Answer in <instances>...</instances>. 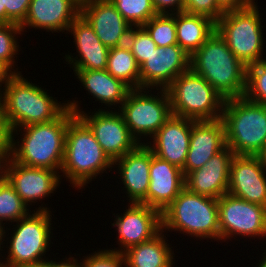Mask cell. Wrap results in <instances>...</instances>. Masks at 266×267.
I'll return each mask as SVG.
<instances>
[{
	"mask_svg": "<svg viewBox=\"0 0 266 267\" xmlns=\"http://www.w3.org/2000/svg\"><path fill=\"white\" fill-rule=\"evenodd\" d=\"M76 114L67 108L57 119L32 124L10 131L11 159L29 167L47 168L60 174L63 163L66 131ZM21 134L15 141V134ZM23 130V132H22ZM20 143V144H19ZM60 170V171H59Z\"/></svg>",
	"mask_w": 266,
	"mask_h": 267,
	"instance_id": "6da1fadb",
	"label": "cell"
},
{
	"mask_svg": "<svg viewBox=\"0 0 266 267\" xmlns=\"http://www.w3.org/2000/svg\"><path fill=\"white\" fill-rule=\"evenodd\" d=\"M0 91V106L9 130L57 119L67 103L53 98L37 84L26 80L22 73H12Z\"/></svg>",
	"mask_w": 266,
	"mask_h": 267,
	"instance_id": "7a4b0ae2",
	"label": "cell"
},
{
	"mask_svg": "<svg viewBox=\"0 0 266 267\" xmlns=\"http://www.w3.org/2000/svg\"><path fill=\"white\" fill-rule=\"evenodd\" d=\"M190 69L202 76L224 100L244 96L246 66L217 31L190 56Z\"/></svg>",
	"mask_w": 266,
	"mask_h": 267,
	"instance_id": "3957f363",
	"label": "cell"
},
{
	"mask_svg": "<svg viewBox=\"0 0 266 267\" xmlns=\"http://www.w3.org/2000/svg\"><path fill=\"white\" fill-rule=\"evenodd\" d=\"M113 168V161L103 151L89 127L76 115L68 124L61 166L73 188L86 187L99 174ZM69 179V180H68Z\"/></svg>",
	"mask_w": 266,
	"mask_h": 267,
	"instance_id": "277c9868",
	"label": "cell"
},
{
	"mask_svg": "<svg viewBox=\"0 0 266 267\" xmlns=\"http://www.w3.org/2000/svg\"><path fill=\"white\" fill-rule=\"evenodd\" d=\"M221 120L226 146L235 155L262 156L266 149V106L247 98L226 99Z\"/></svg>",
	"mask_w": 266,
	"mask_h": 267,
	"instance_id": "5b68a950",
	"label": "cell"
},
{
	"mask_svg": "<svg viewBox=\"0 0 266 267\" xmlns=\"http://www.w3.org/2000/svg\"><path fill=\"white\" fill-rule=\"evenodd\" d=\"M218 199L199 195L184 187L162 212V230L220 241Z\"/></svg>",
	"mask_w": 266,
	"mask_h": 267,
	"instance_id": "8992f818",
	"label": "cell"
},
{
	"mask_svg": "<svg viewBox=\"0 0 266 267\" xmlns=\"http://www.w3.org/2000/svg\"><path fill=\"white\" fill-rule=\"evenodd\" d=\"M51 217L50 209L42 204L36 211L30 210L26 217L19 219L17 224L13 225L15 227L10 232L11 237H6L8 241L5 244L9 243V246L6 245V248H9L8 256L3 257L6 260H0L1 265L19 267L45 260L53 237Z\"/></svg>",
	"mask_w": 266,
	"mask_h": 267,
	"instance_id": "52a82bcc",
	"label": "cell"
},
{
	"mask_svg": "<svg viewBox=\"0 0 266 267\" xmlns=\"http://www.w3.org/2000/svg\"><path fill=\"white\" fill-rule=\"evenodd\" d=\"M166 91L173 115L195 121L221 119L225 100L191 69L175 78Z\"/></svg>",
	"mask_w": 266,
	"mask_h": 267,
	"instance_id": "ba28073f",
	"label": "cell"
},
{
	"mask_svg": "<svg viewBox=\"0 0 266 267\" xmlns=\"http://www.w3.org/2000/svg\"><path fill=\"white\" fill-rule=\"evenodd\" d=\"M257 5L227 11L216 22V31L246 67L266 60L264 25Z\"/></svg>",
	"mask_w": 266,
	"mask_h": 267,
	"instance_id": "9c48e42d",
	"label": "cell"
},
{
	"mask_svg": "<svg viewBox=\"0 0 266 267\" xmlns=\"http://www.w3.org/2000/svg\"><path fill=\"white\" fill-rule=\"evenodd\" d=\"M149 91L151 89H132L118 109L139 144H145L142 142L145 137L151 139L172 115L166 89H157V95Z\"/></svg>",
	"mask_w": 266,
	"mask_h": 267,
	"instance_id": "30bf717a",
	"label": "cell"
},
{
	"mask_svg": "<svg viewBox=\"0 0 266 267\" xmlns=\"http://www.w3.org/2000/svg\"><path fill=\"white\" fill-rule=\"evenodd\" d=\"M79 101H67V108L72 110L92 131L103 151L114 161L134 150L139 143L131 135L129 128L117 110L98 109L85 113L79 107ZM82 110V111H81Z\"/></svg>",
	"mask_w": 266,
	"mask_h": 267,
	"instance_id": "8fae6325",
	"label": "cell"
},
{
	"mask_svg": "<svg viewBox=\"0 0 266 267\" xmlns=\"http://www.w3.org/2000/svg\"><path fill=\"white\" fill-rule=\"evenodd\" d=\"M218 216L220 240H231L233 236L266 237V207L263 205L226 193L218 199Z\"/></svg>",
	"mask_w": 266,
	"mask_h": 267,
	"instance_id": "7c38bea8",
	"label": "cell"
},
{
	"mask_svg": "<svg viewBox=\"0 0 266 267\" xmlns=\"http://www.w3.org/2000/svg\"><path fill=\"white\" fill-rule=\"evenodd\" d=\"M128 204L124 214L117 213L114 223H111L118 232L120 249L109 250L122 253L129 247L151 240L162 231L160 211L141 203Z\"/></svg>",
	"mask_w": 266,
	"mask_h": 267,
	"instance_id": "4fadbf2b",
	"label": "cell"
},
{
	"mask_svg": "<svg viewBox=\"0 0 266 267\" xmlns=\"http://www.w3.org/2000/svg\"><path fill=\"white\" fill-rule=\"evenodd\" d=\"M190 69V55L178 44L156 47L140 66V89H166Z\"/></svg>",
	"mask_w": 266,
	"mask_h": 267,
	"instance_id": "5bb4252c",
	"label": "cell"
},
{
	"mask_svg": "<svg viewBox=\"0 0 266 267\" xmlns=\"http://www.w3.org/2000/svg\"><path fill=\"white\" fill-rule=\"evenodd\" d=\"M227 193L266 207V162L262 156L234 155Z\"/></svg>",
	"mask_w": 266,
	"mask_h": 267,
	"instance_id": "9a60e30c",
	"label": "cell"
},
{
	"mask_svg": "<svg viewBox=\"0 0 266 267\" xmlns=\"http://www.w3.org/2000/svg\"><path fill=\"white\" fill-rule=\"evenodd\" d=\"M80 14L108 48L127 43L132 25L124 19L110 0H88L80 5Z\"/></svg>",
	"mask_w": 266,
	"mask_h": 267,
	"instance_id": "2e32d148",
	"label": "cell"
},
{
	"mask_svg": "<svg viewBox=\"0 0 266 267\" xmlns=\"http://www.w3.org/2000/svg\"><path fill=\"white\" fill-rule=\"evenodd\" d=\"M6 180L15 189L23 202L29 204L38 202L51 194L61 184L57 171L47 168L29 167L10 159L7 167Z\"/></svg>",
	"mask_w": 266,
	"mask_h": 267,
	"instance_id": "e0dca14e",
	"label": "cell"
},
{
	"mask_svg": "<svg viewBox=\"0 0 266 267\" xmlns=\"http://www.w3.org/2000/svg\"><path fill=\"white\" fill-rule=\"evenodd\" d=\"M194 122L172 114L146 145L158 158L183 169Z\"/></svg>",
	"mask_w": 266,
	"mask_h": 267,
	"instance_id": "ac0fdd59",
	"label": "cell"
},
{
	"mask_svg": "<svg viewBox=\"0 0 266 267\" xmlns=\"http://www.w3.org/2000/svg\"><path fill=\"white\" fill-rule=\"evenodd\" d=\"M149 187L147 196L140 202L161 213L185 187L182 169L155 156L150 149Z\"/></svg>",
	"mask_w": 266,
	"mask_h": 267,
	"instance_id": "d6986e66",
	"label": "cell"
},
{
	"mask_svg": "<svg viewBox=\"0 0 266 267\" xmlns=\"http://www.w3.org/2000/svg\"><path fill=\"white\" fill-rule=\"evenodd\" d=\"M73 35L76 57L70 53L65 55L67 65L70 64L72 70H105L107 68L108 54L110 48L105 46L95 34L92 26L80 14L69 26L66 33ZM79 56V57H77ZM74 68V69H73Z\"/></svg>",
	"mask_w": 266,
	"mask_h": 267,
	"instance_id": "ffe728a7",
	"label": "cell"
},
{
	"mask_svg": "<svg viewBox=\"0 0 266 267\" xmlns=\"http://www.w3.org/2000/svg\"><path fill=\"white\" fill-rule=\"evenodd\" d=\"M80 15L76 0H31L25 20L20 24L22 32L28 29H45L47 32H64Z\"/></svg>",
	"mask_w": 266,
	"mask_h": 267,
	"instance_id": "44dd1931",
	"label": "cell"
},
{
	"mask_svg": "<svg viewBox=\"0 0 266 267\" xmlns=\"http://www.w3.org/2000/svg\"><path fill=\"white\" fill-rule=\"evenodd\" d=\"M234 153L226 146L212 156L203 167L185 176V187L199 195L219 199L227 193L229 171Z\"/></svg>",
	"mask_w": 266,
	"mask_h": 267,
	"instance_id": "7402d4cb",
	"label": "cell"
},
{
	"mask_svg": "<svg viewBox=\"0 0 266 267\" xmlns=\"http://www.w3.org/2000/svg\"><path fill=\"white\" fill-rule=\"evenodd\" d=\"M226 147L225 128L221 119L195 121L192 124L189 150L182 169L184 177L205 165L215 154Z\"/></svg>",
	"mask_w": 266,
	"mask_h": 267,
	"instance_id": "603a6c76",
	"label": "cell"
},
{
	"mask_svg": "<svg viewBox=\"0 0 266 267\" xmlns=\"http://www.w3.org/2000/svg\"><path fill=\"white\" fill-rule=\"evenodd\" d=\"M116 165V166H115ZM130 203H140L146 196L150 177V148L139 144L134 150L113 161Z\"/></svg>",
	"mask_w": 266,
	"mask_h": 267,
	"instance_id": "cb8c5ba5",
	"label": "cell"
},
{
	"mask_svg": "<svg viewBox=\"0 0 266 267\" xmlns=\"http://www.w3.org/2000/svg\"><path fill=\"white\" fill-rule=\"evenodd\" d=\"M76 78L82 83L95 101L103 106H120L125 102L128 93L132 90L123 81L116 79L107 70H73ZM120 104V105H119Z\"/></svg>",
	"mask_w": 266,
	"mask_h": 267,
	"instance_id": "d4e9b609",
	"label": "cell"
},
{
	"mask_svg": "<svg viewBox=\"0 0 266 267\" xmlns=\"http://www.w3.org/2000/svg\"><path fill=\"white\" fill-rule=\"evenodd\" d=\"M162 230L149 241L129 247L122 252L124 267H173L175 255Z\"/></svg>",
	"mask_w": 266,
	"mask_h": 267,
	"instance_id": "484cf974",
	"label": "cell"
},
{
	"mask_svg": "<svg viewBox=\"0 0 266 267\" xmlns=\"http://www.w3.org/2000/svg\"><path fill=\"white\" fill-rule=\"evenodd\" d=\"M216 31V22L211 18L189 14L176 13L177 44L190 56L198 50Z\"/></svg>",
	"mask_w": 266,
	"mask_h": 267,
	"instance_id": "4316f807",
	"label": "cell"
},
{
	"mask_svg": "<svg viewBox=\"0 0 266 267\" xmlns=\"http://www.w3.org/2000/svg\"><path fill=\"white\" fill-rule=\"evenodd\" d=\"M106 70L131 89H140V67L127 44L110 48Z\"/></svg>",
	"mask_w": 266,
	"mask_h": 267,
	"instance_id": "83f0119b",
	"label": "cell"
},
{
	"mask_svg": "<svg viewBox=\"0 0 266 267\" xmlns=\"http://www.w3.org/2000/svg\"><path fill=\"white\" fill-rule=\"evenodd\" d=\"M28 206L23 202L15 189L6 180L0 183V224L4 226L3 221L17 222L26 217L29 212Z\"/></svg>",
	"mask_w": 266,
	"mask_h": 267,
	"instance_id": "f1b7e54d",
	"label": "cell"
},
{
	"mask_svg": "<svg viewBox=\"0 0 266 267\" xmlns=\"http://www.w3.org/2000/svg\"><path fill=\"white\" fill-rule=\"evenodd\" d=\"M23 35L21 27L16 23L0 24V63L11 73H21L19 69H14L16 65L15 57L20 51L18 36ZM15 63V64H14ZM13 70V71H12Z\"/></svg>",
	"mask_w": 266,
	"mask_h": 267,
	"instance_id": "f546056e",
	"label": "cell"
},
{
	"mask_svg": "<svg viewBox=\"0 0 266 267\" xmlns=\"http://www.w3.org/2000/svg\"><path fill=\"white\" fill-rule=\"evenodd\" d=\"M142 27L148 32L157 47L177 44L176 13L157 14Z\"/></svg>",
	"mask_w": 266,
	"mask_h": 267,
	"instance_id": "4dcf8cb0",
	"label": "cell"
},
{
	"mask_svg": "<svg viewBox=\"0 0 266 267\" xmlns=\"http://www.w3.org/2000/svg\"><path fill=\"white\" fill-rule=\"evenodd\" d=\"M133 27L143 26L157 13L151 0H110Z\"/></svg>",
	"mask_w": 266,
	"mask_h": 267,
	"instance_id": "1f68e13d",
	"label": "cell"
},
{
	"mask_svg": "<svg viewBox=\"0 0 266 267\" xmlns=\"http://www.w3.org/2000/svg\"><path fill=\"white\" fill-rule=\"evenodd\" d=\"M244 97L266 106V60L246 67V90Z\"/></svg>",
	"mask_w": 266,
	"mask_h": 267,
	"instance_id": "d6a6232c",
	"label": "cell"
},
{
	"mask_svg": "<svg viewBox=\"0 0 266 267\" xmlns=\"http://www.w3.org/2000/svg\"><path fill=\"white\" fill-rule=\"evenodd\" d=\"M140 67L148 60V56L157 47L148 32L142 27H132L129 31L127 43Z\"/></svg>",
	"mask_w": 266,
	"mask_h": 267,
	"instance_id": "836d02e7",
	"label": "cell"
},
{
	"mask_svg": "<svg viewBox=\"0 0 266 267\" xmlns=\"http://www.w3.org/2000/svg\"><path fill=\"white\" fill-rule=\"evenodd\" d=\"M83 257L82 262L74 258L81 267H123L125 265L122 253L105 248Z\"/></svg>",
	"mask_w": 266,
	"mask_h": 267,
	"instance_id": "e575fe53",
	"label": "cell"
},
{
	"mask_svg": "<svg viewBox=\"0 0 266 267\" xmlns=\"http://www.w3.org/2000/svg\"><path fill=\"white\" fill-rule=\"evenodd\" d=\"M183 12L203 15L217 22L225 13L217 3V0H185Z\"/></svg>",
	"mask_w": 266,
	"mask_h": 267,
	"instance_id": "d590c367",
	"label": "cell"
},
{
	"mask_svg": "<svg viewBox=\"0 0 266 267\" xmlns=\"http://www.w3.org/2000/svg\"><path fill=\"white\" fill-rule=\"evenodd\" d=\"M31 0H3L6 8V23L21 24L28 13Z\"/></svg>",
	"mask_w": 266,
	"mask_h": 267,
	"instance_id": "8d00e7d4",
	"label": "cell"
},
{
	"mask_svg": "<svg viewBox=\"0 0 266 267\" xmlns=\"http://www.w3.org/2000/svg\"><path fill=\"white\" fill-rule=\"evenodd\" d=\"M184 1L185 0H151L157 14H175L183 12Z\"/></svg>",
	"mask_w": 266,
	"mask_h": 267,
	"instance_id": "74e56055",
	"label": "cell"
},
{
	"mask_svg": "<svg viewBox=\"0 0 266 267\" xmlns=\"http://www.w3.org/2000/svg\"><path fill=\"white\" fill-rule=\"evenodd\" d=\"M218 6L224 11L244 9L257 3L255 0H217Z\"/></svg>",
	"mask_w": 266,
	"mask_h": 267,
	"instance_id": "f35d334b",
	"label": "cell"
},
{
	"mask_svg": "<svg viewBox=\"0 0 266 267\" xmlns=\"http://www.w3.org/2000/svg\"><path fill=\"white\" fill-rule=\"evenodd\" d=\"M11 159L10 148H0V183L6 181L7 167Z\"/></svg>",
	"mask_w": 266,
	"mask_h": 267,
	"instance_id": "ab89813d",
	"label": "cell"
},
{
	"mask_svg": "<svg viewBox=\"0 0 266 267\" xmlns=\"http://www.w3.org/2000/svg\"><path fill=\"white\" fill-rule=\"evenodd\" d=\"M0 148H10V130L7 127L1 106H0Z\"/></svg>",
	"mask_w": 266,
	"mask_h": 267,
	"instance_id": "60d3db41",
	"label": "cell"
},
{
	"mask_svg": "<svg viewBox=\"0 0 266 267\" xmlns=\"http://www.w3.org/2000/svg\"><path fill=\"white\" fill-rule=\"evenodd\" d=\"M73 257L70 256L67 258H65L66 260H59V262H56L54 260H49L48 258L45 259V260H41V261H38L36 263H33V264H28V265H22V266H19V267H64Z\"/></svg>",
	"mask_w": 266,
	"mask_h": 267,
	"instance_id": "b9f144b4",
	"label": "cell"
},
{
	"mask_svg": "<svg viewBox=\"0 0 266 267\" xmlns=\"http://www.w3.org/2000/svg\"><path fill=\"white\" fill-rule=\"evenodd\" d=\"M12 73L3 65L0 63V91H1V87L3 86L2 84H5L8 77L11 75Z\"/></svg>",
	"mask_w": 266,
	"mask_h": 267,
	"instance_id": "7bdbcfd3",
	"label": "cell"
},
{
	"mask_svg": "<svg viewBox=\"0 0 266 267\" xmlns=\"http://www.w3.org/2000/svg\"><path fill=\"white\" fill-rule=\"evenodd\" d=\"M6 23V8L3 6V0H0V24Z\"/></svg>",
	"mask_w": 266,
	"mask_h": 267,
	"instance_id": "ee69618b",
	"label": "cell"
},
{
	"mask_svg": "<svg viewBox=\"0 0 266 267\" xmlns=\"http://www.w3.org/2000/svg\"><path fill=\"white\" fill-rule=\"evenodd\" d=\"M6 228H5V226H2L1 224H0V251H2L3 249H1V248H3L4 246H1V245H3L4 243V241L6 242L7 240H5L4 238L6 237V230H5ZM1 254V253H0ZM0 259H2V258H0Z\"/></svg>",
	"mask_w": 266,
	"mask_h": 267,
	"instance_id": "f6af8a7d",
	"label": "cell"
},
{
	"mask_svg": "<svg viewBox=\"0 0 266 267\" xmlns=\"http://www.w3.org/2000/svg\"><path fill=\"white\" fill-rule=\"evenodd\" d=\"M265 252L262 253L263 258H261V260H259L260 263L257 264L258 267H266V250H264ZM265 255V256H264Z\"/></svg>",
	"mask_w": 266,
	"mask_h": 267,
	"instance_id": "bcb514c9",
	"label": "cell"
},
{
	"mask_svg": "<svg viewBox=\"0 0 266 267\" xmlns=\"http://www.w3.org/2000/svg\"><path fill=\"white\" fill-rule=\"evenodd\" d=\"M69 267H81L74 257L69 261Z\"/></svg>",
	"mask_w": 266,
	"mask_h": 267,
	"instance_id": "7dc6e473",
	"label": "cell"
},
{
	"mask_svg": "<svg viewBox=\"0 0 266 267\" xmlns=\"http://www.w3.org/2000/svg\"><path fill=\"white\" fill-rule=\"evenodd\" d=\"M80 5H82L83 3H85L88 0H76Z\"/></svg>",
	"mask_w": 266,
	"mask_h": 267,
	"instance_id": "c3c4849f",
	"label": "cell"
},
{
	"mask_svg": "<svg viewBox=\"0 0 266 267\" xmlns=\"http://www.w3.org/2000/svg\"><path fill=\"white\" fill-rule=\"evenodd\" d=\"M262 158H263L264 161L266 162V149H265L264 153L262 154Z\"/></svg>",
	"mask_w": 266,
	"mask_h": 267,
	"instance_id": "681fc988",
	"label": "cell"
}]
</instances>
